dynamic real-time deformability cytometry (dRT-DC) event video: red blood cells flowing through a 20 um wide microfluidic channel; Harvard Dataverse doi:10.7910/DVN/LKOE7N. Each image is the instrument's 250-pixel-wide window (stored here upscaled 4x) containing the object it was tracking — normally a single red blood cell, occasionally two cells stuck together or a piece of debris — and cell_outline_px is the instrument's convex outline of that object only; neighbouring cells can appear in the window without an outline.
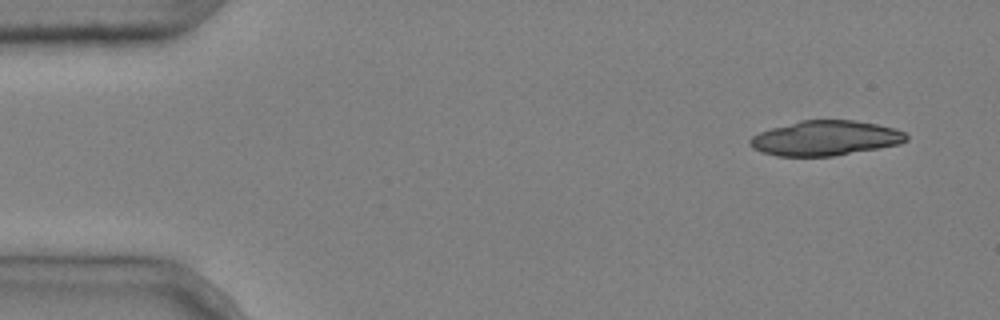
{"species": "common noctule bat (a hibernating species)", "species_latin": "Nyctalus noctula", "temperature_condition": "cold", "stored_images_in_passage": 4, "camera_frame_rate_fps": 3000, "um_per_image_px": 0.085, "animal": {"sex": "male", "body_mass_g": 20.4}, "frame": {"image": 1, "passage_image": 1, "time_ms": 0.0, "image_size_px": [1000, 320], "cell_outline_px": [[908, 140], [900, 144], [880, 148], [832, 156], [776, 156], [752, 148], [748, 144], [748, 140], [752, 136], [760, 132], [772, 128], [800, 120], [856, 120], [896, 128], [904, 132], [908, 136]], "centroid_in_image_um": [70.17, 11.74], "position_along_channel_um": 14.8, "area_um2": 31.85}}